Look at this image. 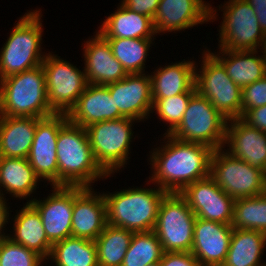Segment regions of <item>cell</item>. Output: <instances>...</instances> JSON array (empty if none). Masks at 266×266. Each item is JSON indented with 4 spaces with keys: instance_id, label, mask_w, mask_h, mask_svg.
I'll return each mask as SVG.
<instances>
[{
    "instance_id": "2",
    "label": "cell",
    "mask_w": 266,
    "mask_h": 266,
    "mask_svg": "<svg viewBox=\"0 0 266 266\" xmlns=\"http://www.w3.org/2000/svg\"><path fill=\"white\" fill-rule=\"evenodd\" d=\"M57 164L58 186L92 187L95 181L113 177L95 160L86 128L69 121L59 130Z\"/></svg>"
},
{
    "instance_id": "31",
    "label": "cell",
    "mask_w": 266,
    "mask_h": 266,
    "mask_svg": "<svg viewBox=\"0 0 266 266\" xmlns=\"http://www.w3.org/2000/svg\"><path fill=\"white\" fill-rule=\"evenodd\" d=\"M133 232L107 224L96 238L98 266H121Z\"/></svg>"
},
{
    "instance_id": "10",
    "label": "cell",
    "mask_w": 266,
    "mask_h": 266,
    "mask_svg": "<svg viewBox=\"0 0 266 266\" xmlns=\"http://www.w3.org/2000/svg\"><path fill=\"white\" fill-rule=\"evenodd\" d=\"M196 215L179 193H167L162 199L154 233L164 252H190Z\"/></svg>"
},
{
    "instance_id": "11",
    "label": "cell",
    "mask_w": 266,
    "mask_h": 266,
    "mask_svg": "<svg viewBox=\"0 0 266 266\" xmlns=\"http://www.w3.org/2000/svg\"><path fill=\"white\" fill-rule=\"evenodd\" d=\"M209 176L235 200L266 193V174L231 156L224 148L214 150Z\"/></svg>"
},
{
    "instance_id": "7",
    "label": "cell",
    "mask_w": 266,
    "mask_h": 266,
    "mask_svg": "<svg viewBox=\"0 0 266 266\" xmlns=\"http://www.w3.org/2000/svg\"><path fill=\"white\" fill-rule=\"evenodd\" d=\"M201 67L196 63V91L207 98L227 120L242 116V88L227 75L224 66L207 50L202 52Z\"/></svg>"
},
{
    "instance_id": "40",
    "label": "cell",
    "mask_w": 266,
    "mask_h": 266,
    "mask_svg": "<svg viewBox=\"0 0 266 266\" xmlns=\"http://www.w3.org/2000/svg\"><path fill=\"white\" fill-rule=\"evenodd\" d=\"M241 119L249 126L266 133V105L246 110Z\"/></svg>"
},
{
    "instance_id": "22",
    "label": "cell",
    "mask_w": 266,
    "mask_h": 266,
    "mask_svg": "<svg viewBox=\"0 0 266 266\" xmlns=\"http://www.w3.org/2000/svg\"><path fill=\"white\" fill-rule=\"evenodd\" d=\"M67 117L70 123L86 128L97 122L124 116L115 108L114 98L107 86L88 83Z\"/></svg>"
},
{
    "instance_id": "20",
    "label": "cell",
    "mask_w": 266,
    "mask_h": 266,
    "mask_svg": "<svg viewBox=\"0 0 266 266\" xmlns=\"http://www.w3.org/2000/svg\"><path fill=\"white\" fill-rule=\"evenodd\" d=\"M233 229L229 224L196 218L190 252L201 266H218L224 263Z\"/></svg>"
},
{
    "instance_id": "16",
    "label": "cell",
    "mask_w": 266,
    "mask_h": 266,
    "mask_svg": "<svg viewBox=\"0 0 266 266\" xmlns=\"http://www.w3.org/2000/svg\"><path fill=\"white\" fill-rule=\"evenodd\" d=\"M47 198H33L30 204L41 216L48 240L54 244L72 236L74 186H52Z\"/></svg>"
},
{
    "instance_id": "32",
    "label": "cell",
    "mask_w": 266,
    "mask_h": 266,
    "mask_svg": "<svg viewBox=\"0 0 266 266\" xmlns=\"http://www.w3.org/2000/svg\"><path fill=\"white\" fill-rule=\"evenodd\" d=\"M105 39L109 42L112 54L128 74L145 73L146 59L154 39Z\"/></svg>"
},
{
    "instance_id": "41",
    "label": "cell",
    "mask_w": 266,
    "mask_h": 266,
    "mask_svg": "<svg viewBox=\"0 0 266 266\" xmlns=\"http://www.w3.org/2000/svg\"><path fill=\"white\" fill-rule=\"evenodd\" d=\"M255 11L261 30L266 35V0H245Z\"/></svg>"
},
{
    "instance_id": "18",
    "label": "cell",
    "mask_w": 266,
    "mask_h": 266,
    "mask_svg": "<svg viewBox=\"0 0 266 266\" xmlns=\"http://www.w3.org/2000/svg\"><path fill=\"white\" fill-rule=\"evenodd\" d=\"M107 225L103 193L93 187L74 186L72 236L96 240Z\"/></svg>"
},
{
    "instance_id": "13",
    "label": "cell",
    "mask_w": 266,
    "mask_h": 266,
    "mask_svg": "<svg viewBox=\"0 0 266 266\" xmlns=\"http://www.w3.org/2000/svg\"><path fill=\"white\" fill-rule=\"evenodd\" d=\"M67 122V114L41 118L27 158L35 174L51 186H58L57 139L59 130Z\"/></svg>"
},
{
    "instance_id": "19",
    "label": "cell",
    "mask_w": 266,
    "mask_h": 266,
    "mask_svg": "<svg viewBox=\"0 0 266 266\" xmlns=\"http://www.w3.org/2000/svg\"><path fill=\"white\" fill-rule=\"evenodd\" d=\"M223 148L231 156L266 174L265 132L249 126L241 118L228 120Z\"/></svg>"
},
{
    "instance_id": "35",
    "label": "cell",
    "mask_w": 266,
    "mask_h": 266,
    "mask_svg": "<svg viewBox=\"0 0 266 266\" xmlns=\"http://www.w3.org/2000/svg\"><path fill=\"white\" fill-rule=\"evenodd\" d=\"M195 92L196 90H188L170 98L153 99L152 114L155 111V115L157 114L159 117L158 119L168 126L164 134L170 135L181 123L189 100Z\"/></svg>"
},
{
    "instance_id": "29",
    "label": "cell",
    "mask_w": 266,
    "mask_h": 266,
    "mask_svg": "<svg viewBox=\"0 0 266 266\" xmlns=\"http://www.w3.org/2000/svg\"><path fill=\"white\" fill-rule=\"evenodd\" d=\"M264 249H266L265 233L234 228L222 266H265L266 262H262Z\"/></svg>"
},
{
    "instance_id": "21",
    "label": "cell",
    "mask_w": 266,
    "mask_h": 266,
    "mask_svg": "<svg viewBox=\"0 0 266 266\" xmlns=\"http://www.w3.org/2000/svg\"><path fill=\"white\" fill-rule=\"evenodd\" d=\"M95 33L82 44L87 82L106 86L122 80L128 73L112 54L109 42L97 30Z\"/></svg>"
},
{
    "instance_id": "34",
    "label": "cell",
    "mask_w": 266,
    "mask_h": 266,
    "mask_svg": "<svg viewBox=\"0 0 266 266\" xmlns=\"http://www.w3.org/2000/svg\"><path fill=\"white\" fill-rule=\"evenodd\" d=\"M164 254L154 231L134 233L121 266H146L159 263Z\"/></svg>"
},
{
    "instance_id": "30",
    "label": "cell",
    "mask_w": 266,
    "mask_h": 266,
    "mask_svg": "<svg viewBox=\"0 0 266 266\" xmlns=\"http://www.w3.org/2000/svg\"><path fill=\"white\" fill-rule=\"evenodd\" d=\"M54 266H98L97 247L94 240L67 237L52 245L47 261Z\"/></svg>"
},
{
    "instance_id": "8",
    "label": "cell",
    "mask_w": 266,
    "mask_h": 266,
    "mask_svg": "<svg viewBox=\"0 0 266 266\" xmlns=\"http://www.w3.org/2000/svg\"><path fill=\"white\" fill-rule=\"evenodd\" d=\"M227 119L211 102L197 91L191 96L183 119L170 134L184 141L199 143L211 148H223Z\"/></svg>"
},
{
    "instance_id": "39",
    "label": "cell",
    "mask_w": 266,
    "mask_h": 266,
    "mask_svg": "<svg viewBox=\"0 0 266 266\" xmlns=\"http://www.w3.org/2000/svg\"><path fill=\"white\" fill-rule=\"evenodd\" d=\"M161 0H122L121 3L131 11L150 17L152 20Z\"/></svg>"
},
{
    "instance_id": "24",
    "label": "cell",
    "mask_w": 266,
    "mask_h": 266,
    "mask_svg": "<svg viewBox=\"0 0 266 266\" xmlns=\"http://www.w3.org/2000/svg\"><path fill=\"white\" fill-rule=\"evenodd\" d=\"M13 234L9 233L8 238L12 241L31 249L47 260L52 250V243L48 240L42 219L38 211L30 204L25 203L14 216Z\"/></svg>"
},
{
    "instance_id": "38",
    "label": "cell",
    "mask_w": 266,
    "mask_h": 266,
    "mask_svg": "<svg viewBox=\"0 0 266 266\" xmlns=\"http://www.w3.org/2000/svg\"><path fill=\"white\" fill-rule=\"evenodd\" d=\"M160 266H201L191 252H164Z\"/></svg>"
},
{
    "instance_id": "33",
    "label": "cell",
    "mask_w": 266,
    "mask_h": 266,
    "mask_svg": "<svg viewBox=\"0 0 266 266\" xmlns=\"http://www.w3.org/2000/svg\"><path fill=\"white\" fill-rule=\"evenodd\" d=\"M231 226L266 234V193L255 197L236 199Z\"/></svg>"
},
{
    "instance_id": "37",
    "label": "cell",
    "mask_w": 266,
    "mask_h": 266,
    "mask_svg": "<svg viewBox=\"0 0 266 266\" xmlns=\"http://www.w3.org/2000/svg\"><path fill=\"white\" fill-rule=\"evenodd\" d=\"M266 105V75L242 89V114Z\"/></svg>"
},
{
    "instance_id": "9",
    "label": "cell",
    "mask_w": 266,
    "mask_h": 266,
    "mask_svg": "<svg viewBox=\"0 0 266 266\" xmlns=\"http://www.w3.org/2000/svg\"><path fill=\"white\" fill-rule=\"evenodd\" d=\"M223 12L218 30V47L229 50L265 49L266 35L254 9L245 0H228L219 5Z\"/></svg>"
},
{
    "instance_id": "4",
    "label": "cell",
    "mask_w": 266,
    "mask_h": 266,
    "mask_svg": "<svg viewBox=\"0 0 266 266\" xmlns=\"http://www.w3.org/2000/svg\"><path fill=\"white\" fill-rule=\"evenodd\" d=\"M42 12L27 11L10 31L0 51V80L42 65L47 53L42 52Z\"/></svg>"
},
{
    "instance_id": "36",
    "label": "cell",
    "mask_w": 266,
    "mask_h": 266,
    "mask_svg": "<svg viewBox=\"0 0 266 266\" xmlns=\"http://www.w3.org/2000/svg\"><path fill=\"white\" fill-rule=\"evenodd\" d=\"M43 262L38 253L8 237L0 242V266H43Z\"/></svg>"
},
{
    "instance_id": "6",
    "label": "cell",
    "mask_w": 266,
    "mask_h": 266,
    "mask_svg": "<svg viewBox=\"0 0 266 266\" xmlns=\"http://www.w3.org/2000/svg\"><path fill=\"white\" fill-rule=\"evenodd\" d=\"M137 122L139 121L122 117L86 127L94 158L108 175L120 172L128 164L132 138H136V135L133 136L132 126Z\"/></svg>"
},
{
    "instance_id": "42",
    "label": "cell",
    "mask_w": 266,
    "mask_h": 266,
    "mask_svg": "<svg viewBox=\"0 0 266 266\" xmlns=\"http://www.w3.org/2000/svg\"><path fill=\"white\" fill-rule=\"evenodd\" d=\"M6 198L0 197V242L8 237V234L4 232L6 230V224L8 223L9 214L12 212L10 206H8L9 202H6ZM10 211V212H9ZM6 234V235H5Z\"/></svg>"
},
{
    "instance_id": "28",
    "label": "cell",
    "mask_w": 266,
    "mask_h": 266,
    "mask_svg": "<svg viewBox=\"0 0 266 266\" xmlns=\"http://www.w3.org/2000/svg\"><path fill=\"white\" fill-rule=\"evenodd\" d=\"M38 182L40 183L41 179L35 174L27 158L2 157L0 164V197L5 198L4 193L20 200L29 197L27 203H30L32 201L30 199L31 194L36 193V189L39 188Z\"/></svg>"
},
{
    "instance_id": "5",
    "label": "cell",
    "mask_w": 266,
    "mask_h": 266,
    "mask_svg": "<svg viewBox=\"0 0 266 266\" xmlns=\"http://www.w3.org/2000/svg\"><path fill=\"white\" fill-rule=\"evenodd\" d=\"M53 114L42 65L0 80V115L45 118Z\"/></svg>"
},
{
    "instance_id": "26",
    "label": "cell",
    "mask_w": 266,
    "mask_h": 266,
    "mask_svg": "<svg viewBox=\"0 0 266 266\" xmlns=\"http://www.w3.org/2000/svg\"><path fill=\"white\" fill-rule=\"evenodd\" d=\"M99 27L97 31L104 38L156 39L153 20L131 11L122 3Z\"/></svg>"
},
{
    "instance_id": "15",
    "label": "cell",
    "mask_w": 266,
    "mask_h": 266,
    "mask_svg": "<svg viewBox=\"0 0 266 266\" xmlns=\"http://www.w3.org/2000/svg\"><path fill=\"white\" fill-rule=\"evenodd\" d=\"M211 6L205 0H161L153 19L156 35L214 22L219 15Z\"/></svg>"
},
{
    "instance_id": "27",
    "label": "cell",
    "mask_w": 266,
    "mask_h": 266,
    "mask_svg": "<svg viewBox=\"0 0 266 266\" xmlns=\"http://www.w3.org/2000/svg\"><path fill=\"white\" fill-rule=\"evenodd\" d=\"M41 118L0 115V153L2 157L28 158L37 122Z\"/></svg>"
},
{
    "instance_id": "43",
    "label": "cell",
    "mask_w": 266,
    "mask_h": 266,
    "mask_svg": "<svg viewBox=\"0 0 266 266\" xmlns=\"http://www.w3.org/2000/svg\"><path fill=\"white\" fill-rule=\"evenodd\" d=\"M146 266H160V264L159 263H152V264L146 265Z\"/></svg>"
},
{
    "instance_id": "14",
    "label": "cell",
    "mask_w": 266,
    "mask_h": 266,
    "mask_svg": "<svg viewBox=\"0 0 266 266\" xmlns=\"http://www.w3.org/2000/svg\"><path fill=\"white\" fill-rule=\"evenodd\" d=\"M179 194L197 218L231 225L235 199L210 176L186 186Z\"/></svg>"
},
{
    "instance_id": "3",
    "label": "cell",
    "mask_w": 266,
    "mask_h": 266,
    "mask_svg": "<svg viewBox=\"0 0 266 266\" xmlns=\"http://www.w3.org/2000/svg\"><path fill=\"white\" fill-rule=\"evenodd\" d=\"M155 187H129L112 193L103 192L107 224L133 233L153 231L160 203L167 194L165 190Z\"/></svg>"
},
{
    "instance_id": "12",
    "label": "cell",
    "mask_w": 266,
    "mask_h": 266,
    "mask_svg": "<svg viewBox=\"0 0 266 266\" xmlns=\"http://www.w3.org/2000/svg\"><path fill=\"white\" fill-rule=\"evenodd\" d=\"M52 53L49 51L42 63L48 104L55 114H68L88 84L86 74L76 65Z\"/></svg>"
},
{
    "instance_id": "25",
    "label": "cell",
    "mask_w": 266,
    "mask_h": 266,
    "mask_svg": "<svg viewBox=\"0 0 266 266\" xmlns=\"http://www.w3.org/2000/svg\"><path fill=\"white\" fill-rule=\"evenodd\" d=\"M157 68L150 74L152 99L170 98L188 90H196L194 60L183 59Z\"/></svg>"
},
{
    "instance_id": "17",
    "label": "cell",
    "mask_w": 266,
    "mask_h": 266,
    "mask_svg": "<svg viewBox=\"0 0 266 266\" xmlns=\"http://www.w3.org/2000/svg\"><path fill=\"white\" fill-rule=\"evenodd\" d=\"M114 98L115 108L128 118L139 122L149 119L153 99L150 74H128L122 80L106 85Z\"/></svg>"
},
{
    "instance_id": "1",
    "label": "cell",
    "mask_w": 266,
    "mask_h": 266,
    "mask_svg": "<svg viewBox=\"0 0 266 266\" xmlns=\"http://www.w3.org/2000/svg\"><path fill=\"white\" fill-rule=\"evenodd\" d=\"M162 141L161 147L149 151L152 176L145 181L147 185L152 183L167 193H180L186 186L209 176L213 148L166 134Z\"/></svg>"
},
{
    "instance_id": "23",
    "label": "cell",
    "mask_w": 266,
    "mask_h": 266,
    "mask_svg": "<svg viewBox=\"0 0 266 266\" xmlns=\"http://www.w3.org/2000/svg\"><path fill=\"white\" fill-rule=\"evenodd\" d=\"M211 52L226 69L227 75L242 89L266 75L265 50H229ZM258 52L262 54H258Z\"/></svg>"
}]
</instances>
